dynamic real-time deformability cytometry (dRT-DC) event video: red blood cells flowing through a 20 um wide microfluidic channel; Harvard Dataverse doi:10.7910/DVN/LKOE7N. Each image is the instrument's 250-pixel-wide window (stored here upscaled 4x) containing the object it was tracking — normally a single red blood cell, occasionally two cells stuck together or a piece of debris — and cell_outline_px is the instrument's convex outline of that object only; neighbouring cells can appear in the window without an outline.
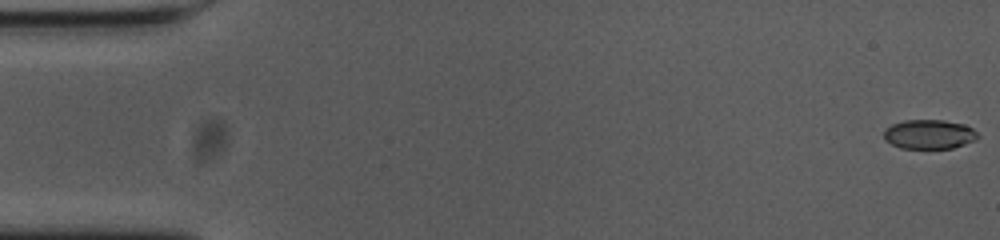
{"species": "common noctule bat (a hibernating species)", "species_latin": "Nyctalus noctula", "temperature_condition": "cold", "stored_images_in_passage": 56, "camera_frame_rate_fps": 3000, "um_per_image_px": 0.085, "animal": {"sex": "female", "body_mass_g": 23.0, "forearm_length_mm": 53.4}, "frame": {"image": 1, "passage_image": 1, "time_ms": 0.0, "image_size_px": [1000, 240], "cell_outline_px": [[980, 136], [976, 140], [952, 148], [900, 148], [884, 140], [884, 128], [892, 124], [904, 120], [944, 120], [964, 124], [972, 128]], "centroid_in_image_um": [78.97, 11.41], "position_along_channel_um": 6.0, "area_um2": 16.13}}
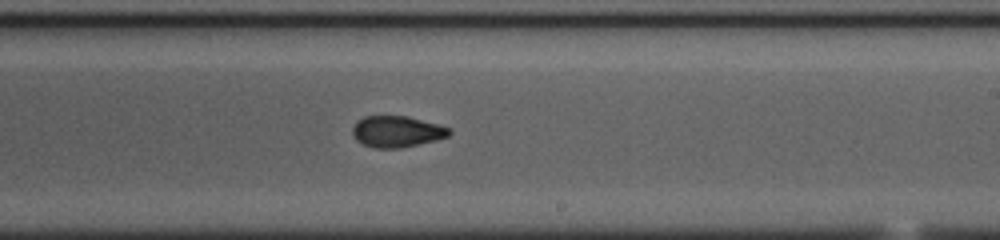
{"frame": {"image": 2, "passage_image": 33, "time_ms": 10.667, "image_size_px": [1000, 240], "cell_outline_px": [[452, 132], [448, 136], [436, 140], [400, 148], [372, 148], [356, 140], [352, 136], [352, 128], [356, 120], [364, 116], [408, 116], [436, 124], [448, 128]], "centroid_in_image_um": [33.67, 11.18], "position_along_channel_um": 255.3, "area_um2": 17.63}}
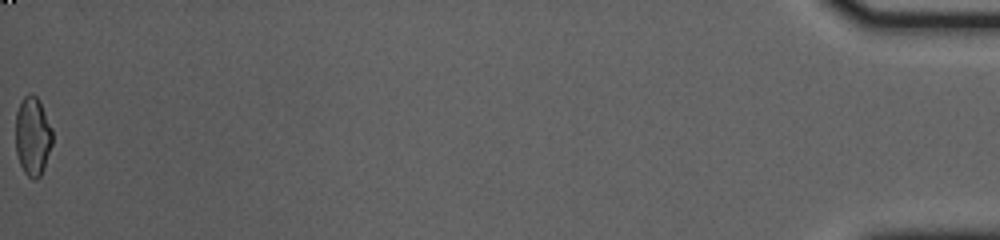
{"frame": {"image": 3, "passage_image": 56, "time_ms": 18.333, "image_size_px": [1000, 240], "cell_outline_px": [[52, 144], [44, 168], [40, 176], [36, 180], [32, 180], [24, 172], [20, 164], [16, 152], [16, 112], [20, 100], [28, 92], [32, 92], [40, 100], [52, 128]], "centroid_in_image_um": [2.78, 11.54], "position_along_channel_um": 432.4, "area_um2": 17.22}, "authors_computed_cell_mechanics": {"area_um2": 17.34, "velocity_mm_per_s": 3.6903, "shape_relaxation_time_tau1_ms": null, "shape_relaxation_time_tau2_ms": 2.4674, "deformation_change_tau1": null, "deformation_change_tau2": 0.0671}}